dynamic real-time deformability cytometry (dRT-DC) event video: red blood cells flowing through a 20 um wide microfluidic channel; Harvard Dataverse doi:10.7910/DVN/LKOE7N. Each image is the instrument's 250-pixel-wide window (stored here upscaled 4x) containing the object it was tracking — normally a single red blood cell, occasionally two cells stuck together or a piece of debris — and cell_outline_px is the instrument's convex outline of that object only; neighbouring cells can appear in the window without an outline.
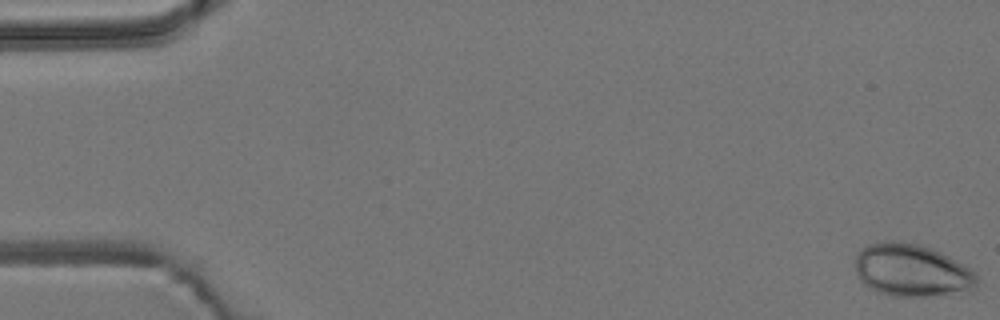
{"species": "common noctule bat (a hibernating species)", "species_latin": "Nyctalus noctula", "temperature_condition": "room temperature", "stored_images_in_passage": 55, "camera_frame_rate_fps": 3000, "um_per_image_px": 0.085, "animal": {"sex": "male", "body_mass_g": 19.2, "forearm_length_mm": 51.8}, "frame": {"image": 1, "passage_image": 1, "time_ms": 0.0, "image_size_px": [1000, 320], "cell_outline_px": [[976, 284], [968, 288], [948, 292], [924, 296], [892, 296], [876, 292], [868, 288], [860, 280], [856, 272], [856, 256], [860, 248], [868, 244], [888, 240], [892, 240], [920, 244], [932, 248], [948, 256], [976, 272]], "centroid_in_image_um": [77.39, 22.94], "position_along_channel_um": 7.6, "area_um2": 36.76}}
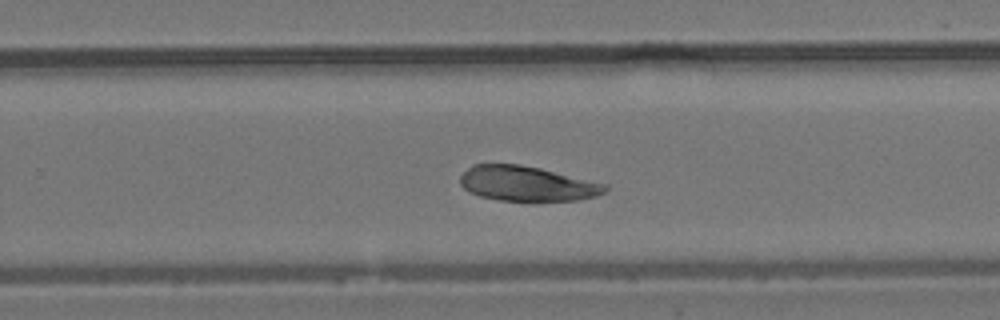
{"frame": {"image": 2, "passage_image": 35, "time_ms": 11.333, "image_size_px": [1000, 320], "cell_outline_px": [[608, 188], [604, 192], [596, 196], [580, 200], [500, 200], [480, 196], [468, 192], [460, 184], [460, 176], [472, 164], [520, 164], [540, 168], [608, 184]], "centroid_in_image_um": [44.79, 15.6], "position_along_channel_um": 285.0, "area_um2": 29.42}}
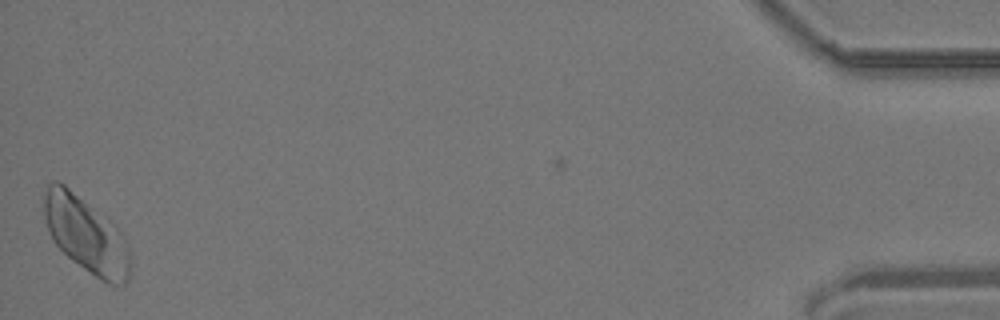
{"frame": {"image": 3, "passage_image": 54, "time_ms": 17.667, "image_size_px": [1000, 320], "cell_outline_px": [[132, 272], [128, 280], [124, 284], [108, 284], [72, 260], [52, 240], [44, 216], [44, 192], [48, 184], [52, 180], [56, 180], [64, 184], [112, 224], [124, 236], [128, 248], [132, 264]], "centroid_in_image_um": [7.32, 19.98], "position_along_channel_um": 427.9, "area_um2": 37.51}}